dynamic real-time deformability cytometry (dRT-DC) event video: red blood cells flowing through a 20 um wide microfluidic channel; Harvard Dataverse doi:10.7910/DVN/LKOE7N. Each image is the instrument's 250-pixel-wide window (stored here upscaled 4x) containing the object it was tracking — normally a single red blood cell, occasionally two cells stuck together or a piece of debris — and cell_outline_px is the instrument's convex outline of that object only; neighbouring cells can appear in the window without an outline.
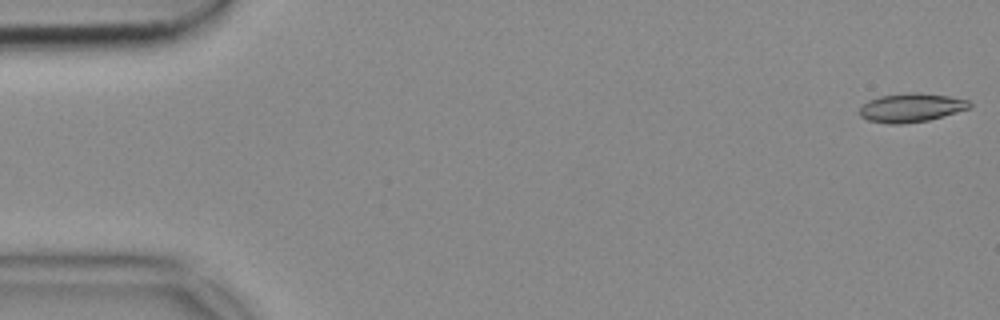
{"species": "common noctule bat (a hibernating species)", "species_latin": "Nyctalus noctula", "temperature_condition": "cold", "stored_images_in_passage": 53, "camera_frame_rate_fps": 3000, "um_per_image_px": 0.085, "animal": {"sex": "female", "body_mass_g": 18.4}, "frame": {"image": 1, "passage_image": 1, "time_ms": 0.0, "image_size_px": [1000, 320], "cell_outline_px": [[972, 104], [968, 108], [956, 112], [928, 120], [900, 124], [888, 124], [868, 120], [860, 116], [860, 108], [868, 100], [880, 96], [912, 92], [920, 92], [948, 96], [968, 100]], "centroid_in_image_um": [77.43, 9.15], "position_along_channel_um": 7.6, "area_um2": 18.26}}
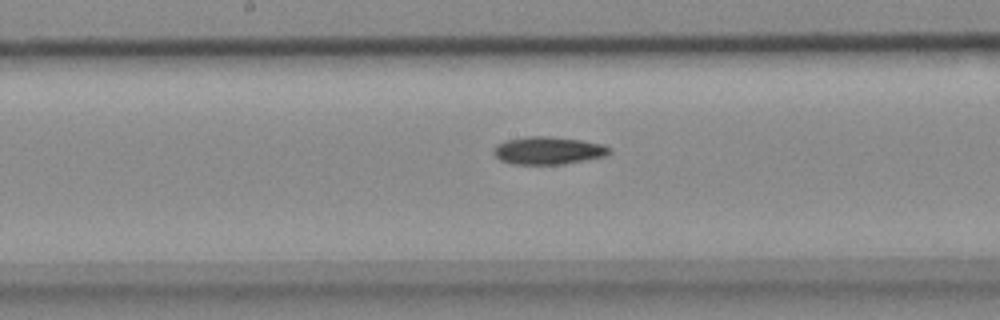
{"frame": {"image": 2, "passage_image": 27, "time_ms": 8.667, "image_size_px": [1000, 320], "cell_outline_px": [[612, 152], [608, 156], [564, 164], [512, 164], [500, 160], [492, 152], [496, 144], [504, 140], [524, 136], [552, 136], [580, 140], [604, 144], [612, 148]], "centroid_in_image_um": [46.62, 12.79], "position_along_channel_um": 201.6, "area_um2": 19.07}}
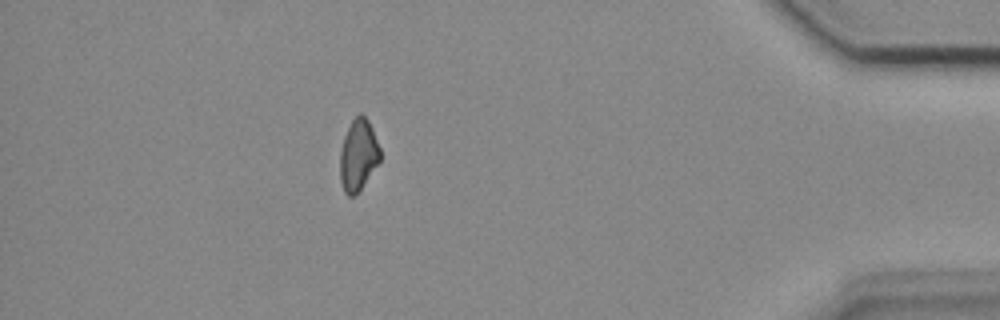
{"frame": {"image": 3, "passage_image": 47, "time_ms": 15.333, "image_size_px": [1000, 320], "cell_outline_px": [[380, 160], [356, 196], [348, 196], [344, 192], [340, 180], [340, 152], [344, 136], [352, 120], [360, 112], [368, 120], [372, 128], [380, 148]], "centroid_in_image_um": [30.44, 13.2], "position_along_channel_um": 404.8, "area_um2": 16.65}}